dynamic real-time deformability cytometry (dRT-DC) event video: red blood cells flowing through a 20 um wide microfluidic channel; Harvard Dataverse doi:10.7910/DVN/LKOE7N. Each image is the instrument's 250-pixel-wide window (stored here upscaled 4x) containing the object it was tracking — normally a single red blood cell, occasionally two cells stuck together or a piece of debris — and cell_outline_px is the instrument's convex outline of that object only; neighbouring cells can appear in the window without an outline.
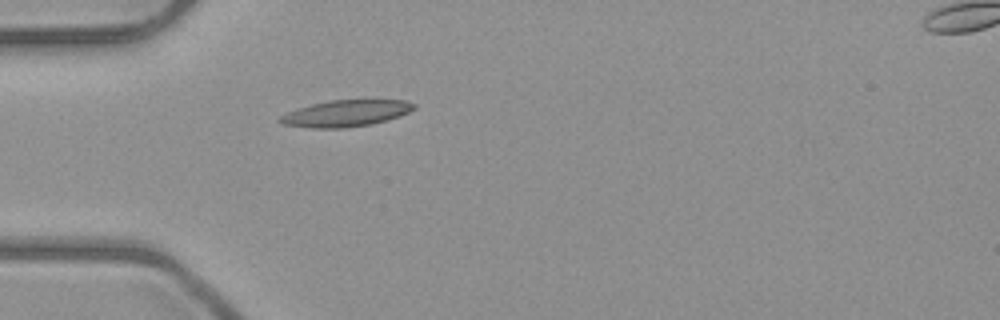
{"species": "common noctule bat (a hibernating species)", "species_latin": "Nyctalus noctula", "temperature_condition": "room temperature", "stored_images_in_passage": 5, "camera_frame_rate_fps": 3000, "um_per_image_px": 0.085, "animal": {"sex": "male", "body_mass_g": 23.1, "forearm_length_mm": 52.7}, "frame": {"image": 1, "passage_image": 5, "time_ms": 4.667, "image_size_px": [1000, 320], "cell_outline_px": [[416, 108], [400, 116], [388, 120], [372, 124], [344, 128], [312, 128], [284, 124], [276, 120], [280, 116], [288, 112], [312, 104], [328, 100], [404, 100], [416, 104]], "centroid_in_image_um": [29.42, 9.63], "position_along_channel_um": 55.6, "area_um2": 20.63}}